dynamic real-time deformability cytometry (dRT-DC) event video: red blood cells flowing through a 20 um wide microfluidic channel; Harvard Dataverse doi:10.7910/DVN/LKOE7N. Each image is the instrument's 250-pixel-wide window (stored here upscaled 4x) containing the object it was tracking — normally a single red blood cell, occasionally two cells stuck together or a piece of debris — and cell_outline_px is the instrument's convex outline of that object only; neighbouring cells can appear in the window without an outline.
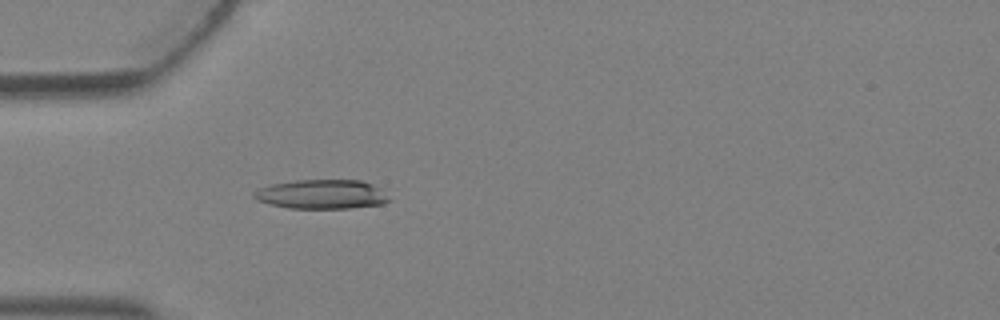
{"species": "Egyptian fruit bat (a non-hibernating species)", "species_latin": "Rousettus aegyptiacus", "temperature_condition": "warm", "stored_images_in_passage": 2, "camera_frame_rate_fps": 3000, "um_per_image_px": 0.085, "animal": {"sex": "female"}, "frame": {"image": 1, "passage_image": 2, "time_ms": 0.333, "image_size_px": [1000, 320], "cell_outline_px": [[392, 200], [384, 204], [348, 208], [288, 208], [268, 204], [256, 200], [252, 196], [252, 192], [268, 184], [296, 180], [360, 180], [372, 184], [380, 188]], "centroid_in_image_um": [27.32, 16.51], "position_along_channel_um": 57.7, "area_um2": 23.29}}